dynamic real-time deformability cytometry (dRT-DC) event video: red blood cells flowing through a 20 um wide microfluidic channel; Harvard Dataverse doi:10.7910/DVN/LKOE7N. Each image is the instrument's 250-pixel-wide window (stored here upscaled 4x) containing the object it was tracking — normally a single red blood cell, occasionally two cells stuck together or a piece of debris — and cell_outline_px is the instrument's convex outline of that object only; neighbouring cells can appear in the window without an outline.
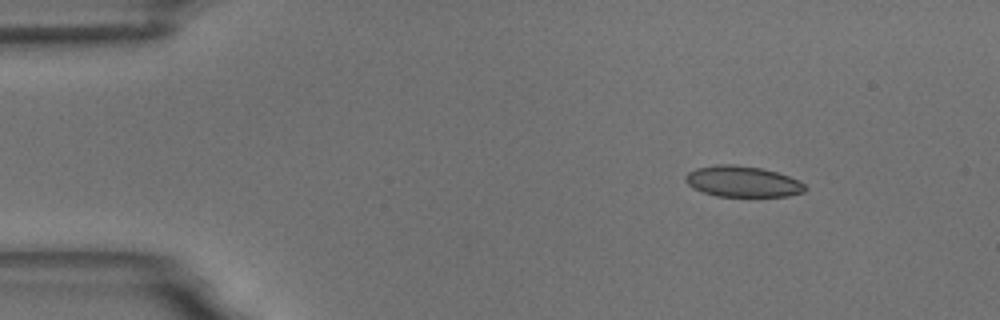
{"species": "common noctule bat (a hibernating species)", "species_latin": "Nyctalus noctula", "temperature_condition": "room temperature", "stored_images_in_passage": 51, "camera_frame_rate_fps": 3000, "um_per_image_px": 0.085, "animal": {"sex": "male", "body_mass_g": 18.8}, "frame": {"image": 1, "passage_image": 1, "time_ms": 0.0, "image_size_px": [1000, 320], "cell_outline_px": [[808, 188], [804, 192], [788, 196], [716, 196], [692, 188], [684, 180], [684, 176], [688, 172], [696, 168], [716, 164], [732, 164], [760, 168], [776, 172], [800, 180]], "centroid_in_image_um": [63.11, 15.43], "position_along_channel_um": 21.9, "area_um2": 21.62}}
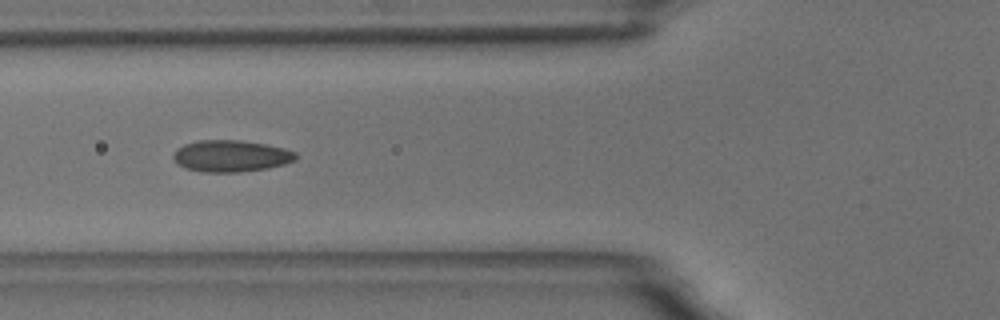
{"frame": {"image": 2, "passage_image": 15, "time_ms": 4.667, "image_size_px": [1000, 320], "cell_outline_px": [[296, 160], [284, 164], [268, 168], [240, 172], [200, 172], [184, 168], [176, 164], [172, 160], [172, 156], [176, 148], [184, 144], [200, 140], [240, 140], [264, 144], [284, 148], [296, 152]], "centroid_in_image_um": [19.58, 13.27], "position_along_channel_um": 106.2, "area_um2": 22.83}}
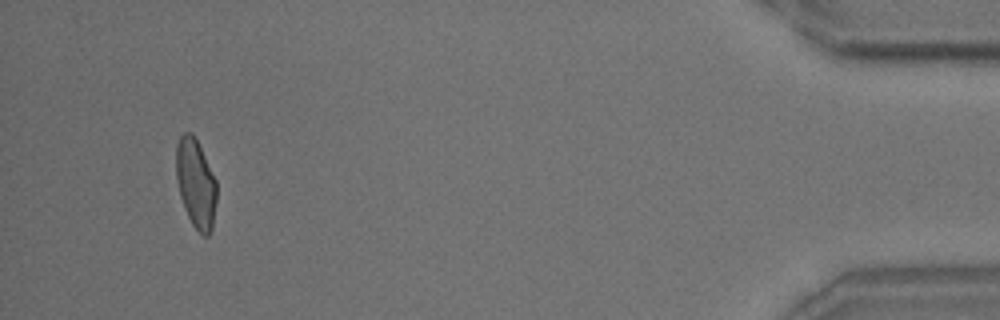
{"frame": {"image": 3, "passage_image": 48, "time_ms": 15.667, "image_size_px": [1000, 320], "cell_outline_px": [[216, 204], [212, 228], [208, 236], [204, 236], [192, 224], [184, 208], [180, 196], [176, 180], [176, 144], [180, 136], [184, 132], [192, 132], [216, 180]], "centroid_in_image_um": [16.63, 15.59], "position_along_channel_um": 418.6, "area_um2": 20.87}, "authors_computed_cell_mechanics": {"area_um2": 21.4438, "velocity_mm_per_s": 3.4912, "shape_relaxation_time_tau1_ms": null, "shape_relaxation_time_tau2_ms": 0.9908, "deformation_change_tau1": null, "deformation_change_tau2": 0.0578}}